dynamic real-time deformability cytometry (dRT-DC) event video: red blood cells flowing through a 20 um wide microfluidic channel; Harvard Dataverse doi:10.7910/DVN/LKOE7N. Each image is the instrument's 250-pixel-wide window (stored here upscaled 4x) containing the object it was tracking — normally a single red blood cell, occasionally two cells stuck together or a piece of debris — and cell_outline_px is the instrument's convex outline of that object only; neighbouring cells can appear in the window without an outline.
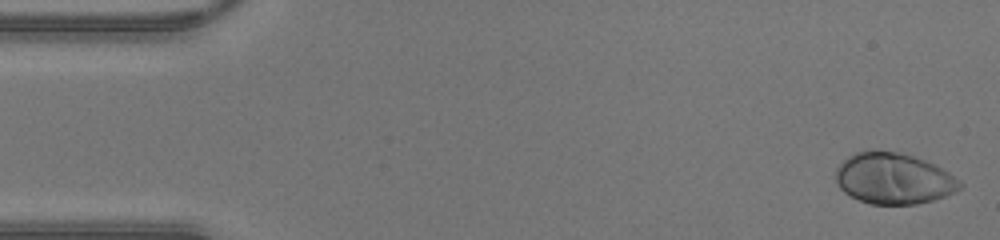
{"species": "human", "species_latin": "Homo sapiens", "temperature_condition": "warm", "stored_images_in_passage": 45, "camera_frame_rate_fps": 3000, "um_per_image_px": 0.085, "donor": {"sex": "male"}, "frame": {"image": 1, "passage_image": 1, "time_ms": 0.0, "image_size_px": [1000, 240], "cell_outline_px": [[964, 184], [956, 192], [932, 200], [916, 204], [872, 204], [860, 200], [844, 192], [840, 188], [836, 180], [836, 168], [848, 156], [856, 152], [876, 148], [896, 152], [912, 156], [924, 160], [948, 172], [960, 180]], "centroid_in_image_um": [75.95, 15.16], "position_along_channel_um": 9.1, "area_um2": 36.93}}
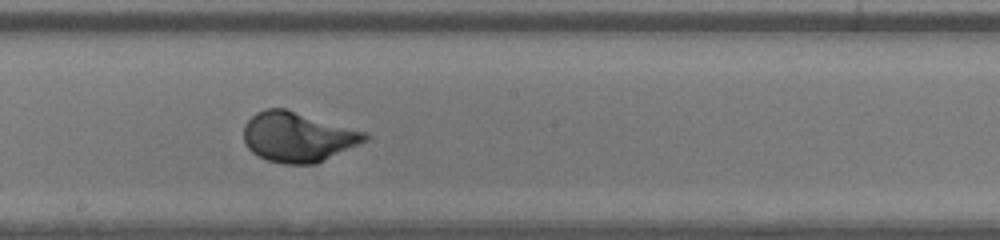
{"frame": {"image": 2, "passage_image": 24, "time_ms": 7.667, "image_size_px": [1000, 240], "cell_outline_px": [[368, 140], [316, 164], [284, 164], [268, 160], [252, 152], [248, 148], [244, 140], [244, 124], [256, 112], [264, 108], [284, 108], [368, 132]], "centroid_in_image_um": [25.32, 11.64], "position_along_channel_um": 222.9, "area_um2": 35.26}}
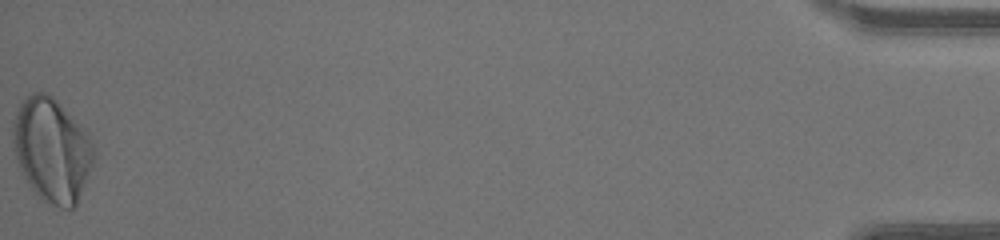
{"frame": {"image": 3, "passage_image": 45, "time_ms": 14.667, "image_size_px": [1000, 240], "cell_outline_px": [[92, 164], [76, 208], [60, 208], [48, 204], [28, 184], [24, 176], [16, 156], [12, 140], [12, 120], [20, 100], [32, 92], [48, 92], [88, 128], [92, 144]], "centroid_in_image_um": [4.41, 12.68], "position_along_channel_um": 430.8, "area_um2": 49.48}}